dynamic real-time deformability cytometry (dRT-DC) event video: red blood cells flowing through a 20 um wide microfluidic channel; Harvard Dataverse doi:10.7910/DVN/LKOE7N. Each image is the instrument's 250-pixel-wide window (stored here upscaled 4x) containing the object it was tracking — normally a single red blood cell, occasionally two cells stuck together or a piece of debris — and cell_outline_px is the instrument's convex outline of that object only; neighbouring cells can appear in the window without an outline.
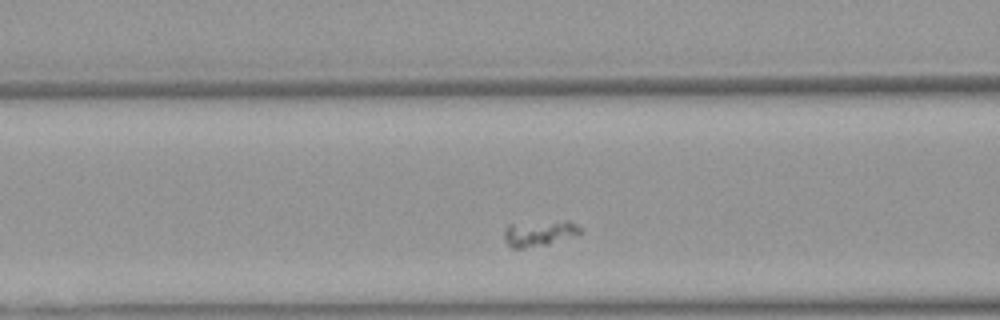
{"species": "Egyptian fruit bat (a non-hibernating species)", "species_latin": "Rousettus aegyptiacus", "temperature_condition": "warm", "stored_images_in_passage": 27, "camera_frame_rate_fps": 3000, "um_per_image_px": 0.085, "animal": {"sex": "female"}, "frame": {"image": 1, "passage_image": 7, "time_ms": 2.0, "image_size_px": [1000, 320], "cell_outline_px": [[584, 232], [548, 244], [524, 248], [512, 248], [508, 244], [504, 236], [504, 232], [508, 224], [568, 220], [576, 224]], "centroid_in_image_um": [45.85, 19.81], "position_along_channel_um": 120.8, "area_um2": 11.27}}
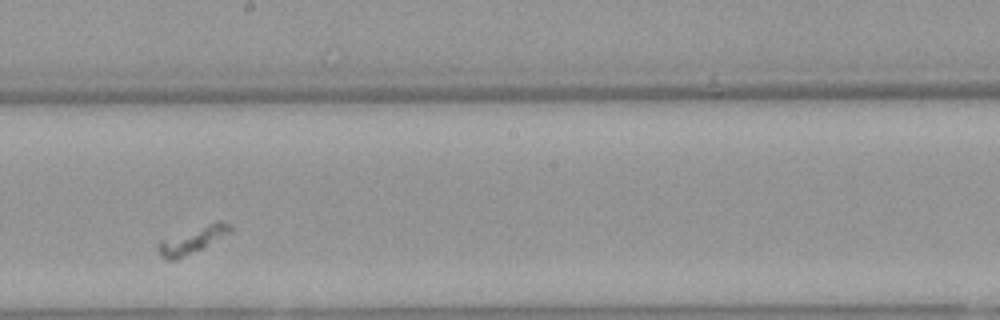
{"frame": {"image": 2, "passage_image": 16, "time_ms": 5.0, "image_size_px": [1000, 320], "cell_outline_px": [[232, 232], [204, 248], [176, 260], [164, 260], [160, 256], [156, 248], [156, 244], [160, 240], [220, 220], [232, 224]], "centroid_in_image_um": [16.36, 20.43], "position_along_channel_um": 231.8, "area_um2": 11.27}}
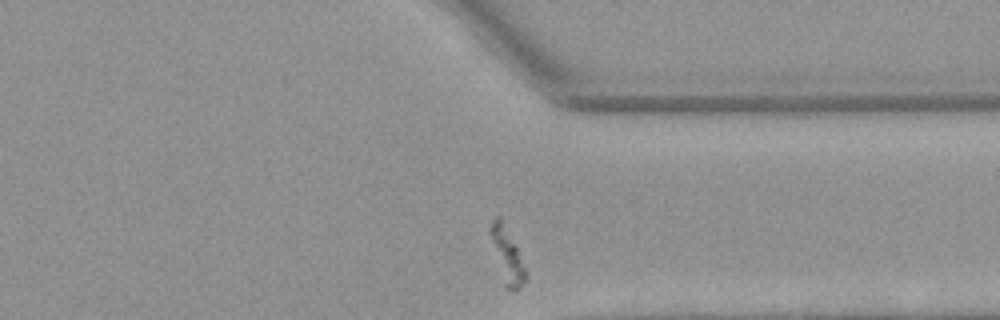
{"frame": {"image": 3, "passage_image": 27, "time_ms": 8.667, "image_size_px": [1000, 320], "cell_outline_px": [[528, 280], [520, 288], [504, 288], [488, 232], [488, 228], [492, 220], [496, 216], [500, 216], [528, 272]], "centroid_in_image_um": [43.09, 21.75], "position_along_channel_um": 368.3, "area_um2": 11.39}}